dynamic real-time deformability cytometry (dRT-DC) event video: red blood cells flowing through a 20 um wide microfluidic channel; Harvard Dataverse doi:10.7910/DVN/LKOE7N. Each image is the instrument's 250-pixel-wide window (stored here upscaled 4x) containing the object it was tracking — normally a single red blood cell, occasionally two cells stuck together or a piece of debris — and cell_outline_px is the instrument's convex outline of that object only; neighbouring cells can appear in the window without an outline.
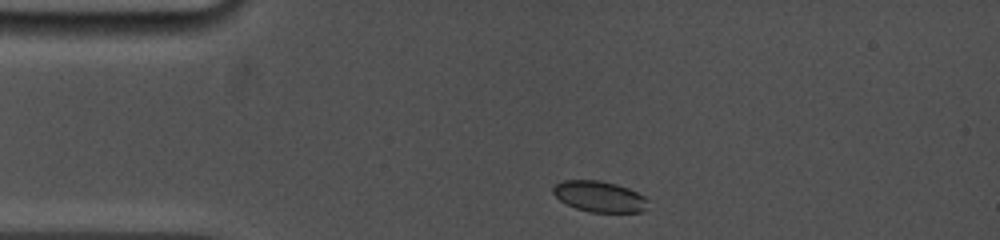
{"species": "common noctule bat (a hibernating species)", "species_latin": "Nyctalus noctula", "temperature_condition": "cold", "stored_images_in_passage": 28, "camera_frame_rate_fps": 5000, "um_per_image_px": 0.085, "animal": {"sex": "female", "body_mass_g": 19.0, "forearm_length_mm": 53.3}, "frame": {"image": 1, "passage_image": 1, "time_ms": 0.0, "image_size_px": [1000, 240], "cell_outline_px": [[648, 208], [640, 212], [588, 212], [576, 208], [560, 200], [552, 192], [552, 188], [556, 184], [564, 180], [600, 180], [616, 184], [628, 188], [644, 196], [648, 200]], "centroid_in_image_um": [50.97, 16.7], "position_along_channel_um": 34.0, "area_um2": 17.11}}
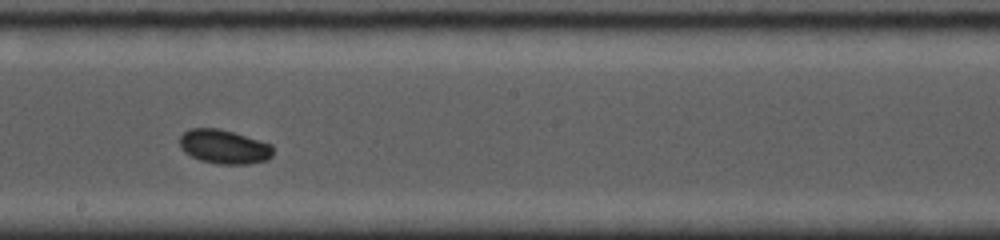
{"frame": {"image": 2, "passage_image": 15, "time_ms": 6.0, "image_size_px": [1000, 240], "cell_outline_px": [[272, 156], [268, 160], [248, 164], [216, 164], [200, 160], [184, 152], [180, 148], [180, 136], [184, 132], [192, 128], [216, 128], [232, 132], [272, 144]], "centroid_in_image_um": [19.04, 12.48], "position_along_channel_um": 229.2, "area_um2": 18.5}}
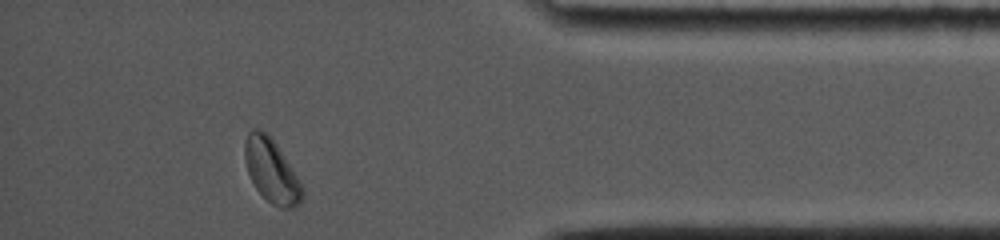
{"frame": {"image": 3, "passage_image": 27, "time_ms": 11.2, "image_size_px": [1000, 240], "cell_outline_px": [[304, 196], [300, 204], [292, 208], [280, 208], [272, 204], [256, 188], [248, 172], [244, 160], [244, 140], [248, 132], [256, 128], [268, 132], [276, 144], [296, 176], [304, 192]], "centroid_in_image_um": [23.05, 14.5], "position_along_channel_um": 412.1, "area_um2": 21.04}, "authors_computed_cell_mechanics": {"area_um2": 18.2937, "velocity_mm_per_s": 3.8657, "shape_relaxation_time_tau1_ms": 1.9095, "shape_relaxation_time_tau2_ms": null, "deformation_change_tau1": 0.0621, "deformation_change_tau2": null}}